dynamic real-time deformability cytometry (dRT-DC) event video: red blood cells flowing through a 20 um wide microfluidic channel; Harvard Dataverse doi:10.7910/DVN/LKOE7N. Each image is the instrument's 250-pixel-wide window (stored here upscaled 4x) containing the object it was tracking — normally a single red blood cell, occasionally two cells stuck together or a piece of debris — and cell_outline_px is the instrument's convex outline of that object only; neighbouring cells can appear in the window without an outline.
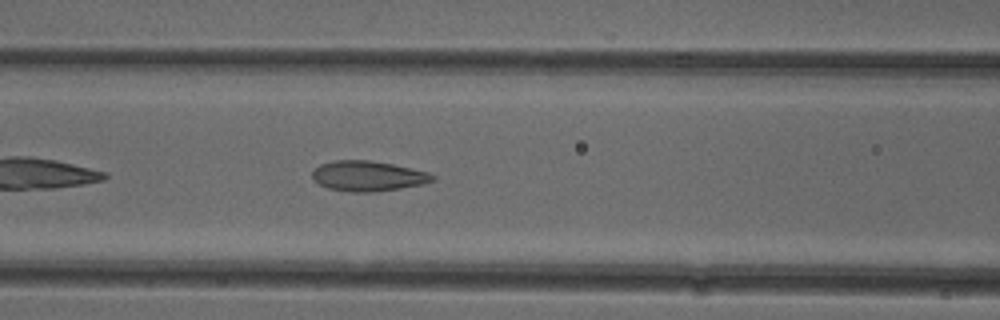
{"species": "common noctule bat (a hibernating species)", "species_latin": "Nyctalus noctula", "temperature_condition": "cold", "stored_images_in_passage": 38, "camera_frame_rate_fps": 3000, "um_per_image_px": 0.085, "animal": {"sex": "female"}, "frame": {"image": 1, "passage_image": 8, "time_ms": 2.333, "image_size_px": [1000, 320], "cell_outline_px": [[436, 180], [424, 184], [400, 188], [372, 192], [352, 192], [328, 188], [312, 180], [312, 172], [320, 164], [336, 160], [368, 160], [392, 164], [428, 172], [436, 176]], "centroid_in_image_um": [31.29, 14.96], "position_along_channel_um": 135.3, "area_um2": 21.15}}
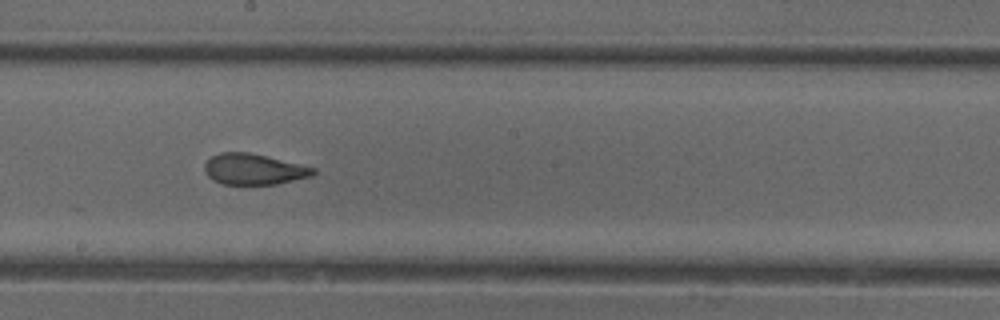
{"frame": {"image": 2, "passage_image": 15, "time_ms": 4.667, "image_size_px": [1000, 320], "cell_outline_px": [[316, 172], [312, 176], [276, 184], [224, 184], [212, 180], [204, 172], [204, 164], [212, 156], [220, 152], [248, 152], [316, 168]], "centroid_in_image_um": [21.55, 14.39], "position_along_channel_um": 226.7, "area_um2": 19.42}}
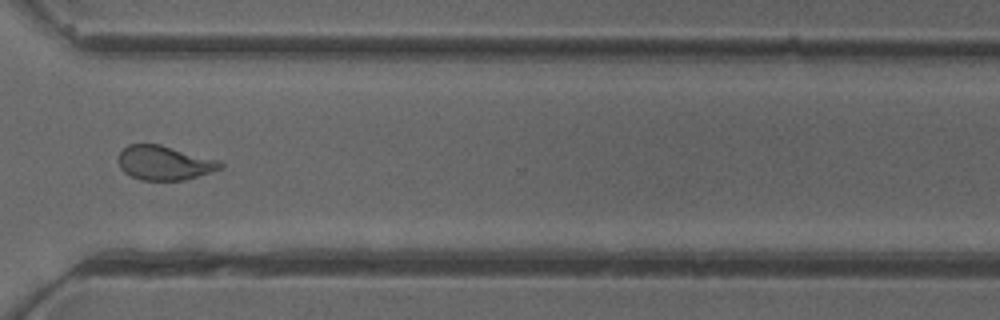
{"frame": {"image": 3, "passage_image": 25, "time_ms": 8.0, "image_size_px": [1000, 320], "cell_outline_px": [[224, 168], [184, 180], [140, 180], [124, 172], [120, 168], [116, 160], [120, 152], [128, 144], [160, 144], [220, 160], [224, 164]], "centroid_in_image_um": [13.97, 13.84], "position_along_channel_um": 356.6, "area_um2": 20.58}, "authors_computed_cell_mechanics": {"area_um2": 20.7213, "velocity_mm_per_s": 3.9125, "shape_relaxation_time_tau1_ms": 6.8769, "shape_relaxation_time_tau2_ms": 1.2848, "deformation_change_tau1": 0.173, "deformation_change_tau2": 0.0756}}